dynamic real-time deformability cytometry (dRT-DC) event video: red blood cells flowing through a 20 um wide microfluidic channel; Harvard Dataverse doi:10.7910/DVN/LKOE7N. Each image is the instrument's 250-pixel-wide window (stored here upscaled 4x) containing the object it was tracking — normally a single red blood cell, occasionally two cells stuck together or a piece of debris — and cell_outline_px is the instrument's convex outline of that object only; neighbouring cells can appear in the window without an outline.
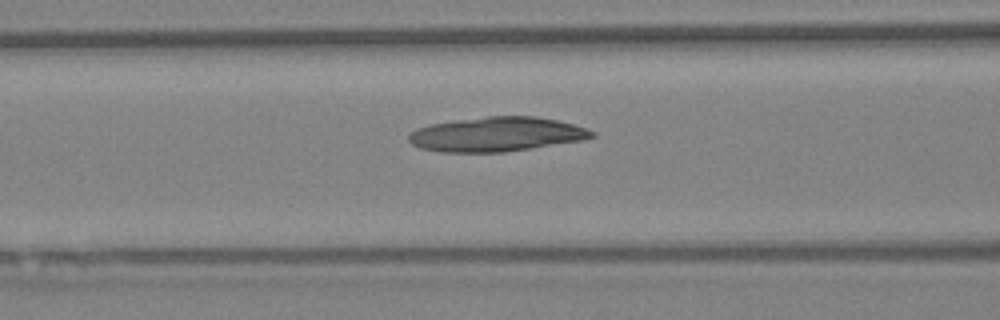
{"species": "Egyptian fruit bat (a non-hibernating species)", "species_latin": "Rousettus aegyptiacus", "temperature_condition": "warm", "stored_images_in_passage": 46, "camera_frame_rate_fps": 3000, "um_per_image_px": 0.085, "animal": {"sex": "female"}, "frame": {"image": 1, "passage_image": 19, "time_ms": 6.0, "image_size_px": [1000, 320], "cell_outline_px": [[596, 136], [584, 140], [504, 152], [440, 152], [420, 148], [412, 144], [408, 140], [408, 136], [416, 128], [432, 124], [488, 116], [536, 116], [556, 120], [572, 124], [596, 132]], "centroid_in_image_um": [42.22, 11.42], "position_along_channel_um": 124.4, "area_um2": 36.53}}
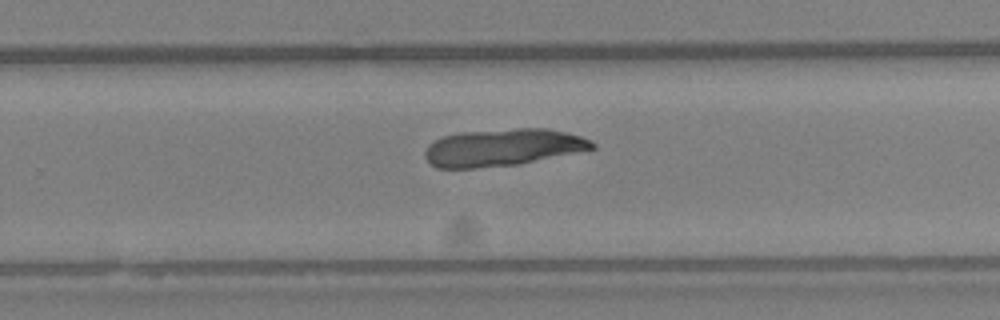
{"frame": {"image": 2, "passage_image": 30, "time_ms": 9.667, "image_size_px": [1000, 320], "cell_outline_px": [[596, 148], [520, 164], [476, 168], [436, 168], [424, 156], [424, 152], [428, 144], [444, 136], [460, 132], [516, 128], [548, 128], [568, 132], [592, 140], [596, 144]], "centroid_in_image_um": [42.75, 12.53], "position_along_channel_um": 287.0, "area_um2": 36.41}}
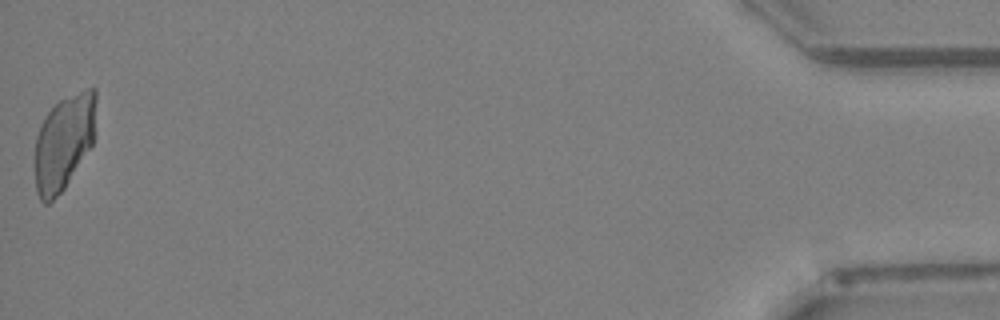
{"frame": {"image": 3, "passage_image": 46, "time_ms": 15.0, "image_size_px": [1000, 320], "cell_outline_px": [[96, 132], [92, 144], [64, 188], [48, 204], [44, 204], [40, 200], [36, 192], [36, 136], [40, 124], [48, 112], [60, 100], [88, 88], [96, 88]], "centroid_in_image_um": [5.45, 12.07], "position_along_channel_um": 429.7, "area_um2": 33.76}}